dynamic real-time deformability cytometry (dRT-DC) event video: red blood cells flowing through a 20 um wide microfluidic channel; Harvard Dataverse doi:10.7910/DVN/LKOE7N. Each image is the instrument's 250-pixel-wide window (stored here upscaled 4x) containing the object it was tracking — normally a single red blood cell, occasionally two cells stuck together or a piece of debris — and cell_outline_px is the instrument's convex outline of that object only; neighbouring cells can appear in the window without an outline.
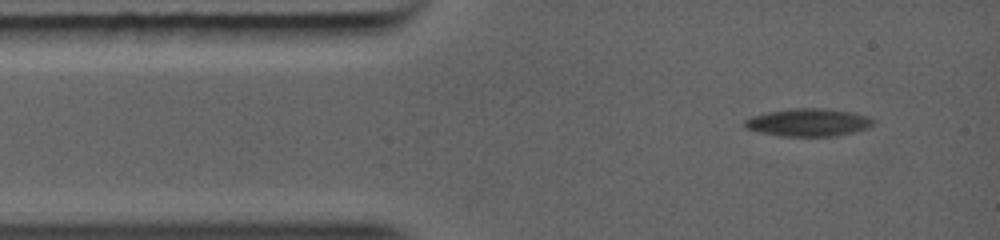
{"species": "common noctule bat (a hibernating species)", "species_latin": "Nyctalus noctula", "temperature_condition": "warm", "stored_images_in_passage": 4, "camera_frame_rate_fps": 5000, "um_per_image_px": 0.085, "animal": {"sex": "female", "body_mass_g": 19.0, "forearm_length_mm": 56.7}, "frame": {"image": 1, "passage_image": 1, "time_ms": 0.0, "image_size_px": [1000, 240], "cell_outline_px": [[876, 120], [868, 128], [836, 136], [780, 136], [760, 132], [744, 128], [744, 120], [752, 116], [768, 112], [796, 108], [828, 108], [852, 112], [868, 116]], "centroid_in_image_um": [68.72, 10.4], "position_along_channel_um": 16.3, "area_um2": 20.81}}